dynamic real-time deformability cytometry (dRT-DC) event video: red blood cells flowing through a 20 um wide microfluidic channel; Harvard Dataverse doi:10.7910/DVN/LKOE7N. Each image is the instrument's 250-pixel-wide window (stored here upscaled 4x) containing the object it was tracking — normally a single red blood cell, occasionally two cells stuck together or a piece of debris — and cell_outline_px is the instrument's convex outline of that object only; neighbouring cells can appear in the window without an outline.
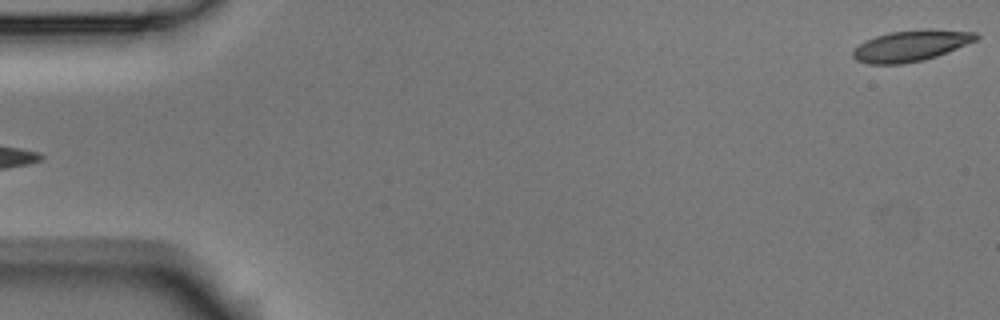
{"species": "Egyptian fruit bat (a non-hibernating species)", "species_latin": "Rousettus aegyptiacus", "temperature_condition": "room temperature", "stored_images_in_passage": 5, "segment_of_instrument_passage": [2, 2], "camera_frame_rate_fps": 3000, "um_per_image_px": 0.085, "animal": {"sex": "male"}, "frame": {"image": 1, "passage_image": 5, "time_ms": 1.333, "image_size_px": [1000, 320], "cell_outline_px": [[980, 36], [976, 40], [936, 56], [924, 60], [900, 64], [868, 64], [856, 60], [852, 56], [852, 48], [864, 40], [888, 32], [928, 28], [976, 32]], "centroid_in_image_um": [77.38, 3.87], "position_along_channel_um": 7.6, "area_um2": 22.48}}